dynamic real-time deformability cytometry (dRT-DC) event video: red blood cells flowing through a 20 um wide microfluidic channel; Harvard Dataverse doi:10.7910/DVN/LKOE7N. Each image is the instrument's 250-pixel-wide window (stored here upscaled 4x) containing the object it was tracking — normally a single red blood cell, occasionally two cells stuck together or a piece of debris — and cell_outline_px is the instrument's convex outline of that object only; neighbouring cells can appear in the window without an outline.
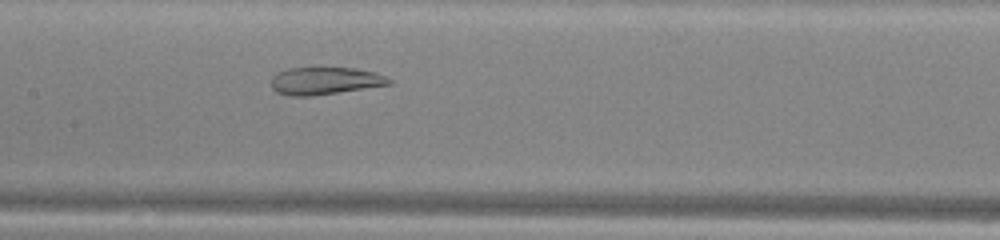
{"species": "common noctule bat (a hibernating species)", "species_latin": "Nyctalus noctula", "temperature_condition": "warm", "stored_images_in_passage": 39, "camera_frame_rate_fps": 3000, "um_per_image_px": 0.085, "animal": {"sex": "male", "body_mass_g": 13.0, "forearm_length_mm": 53.1}, "frame": {"image": 1, "passage_image": 24, "time_ms": 7.667, "image_size_px": [1000, 240], "cell_outline_px": [[392, 84], [308, 96], [288, 96], [276, 92], [272, 88], [272, 76], [276, 72], [288, 68], [356, 68], [372, 72], [384, 76], [392, 80]], "centroid_in_image_um": [27.57, 6.87], "position_along_channel_um": 179.8, "area_um2": 18.61}}
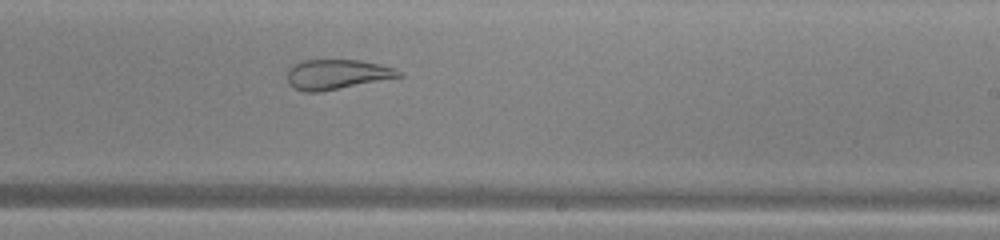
{"frame": {"image": 2, "passage_image": 30, "time_ms": 9.667, "image_size_px": [1000, 240], "cell_outline_px": [[404, 76], [320, 92], [304, 92], [288, 84], [288, 68], [304, 60], [360, 60], [380, 64], [392, 68], [400, 72]], "centroid_in_image_um": [28.63, 6.32], "position_along_channel_um": 260.4, "area_um2": 19.25}}
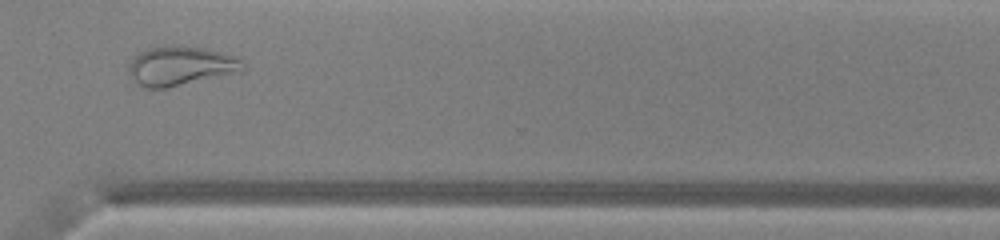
{"frame": {"image": 3, "passage_image": 37, "time_ms": 12.0, "image_size_px": [1000, 240], "cell_outline_px": [[248, 68], [244, 72], [168, 88], [148, 88], [136, 84], [128, 72], [128, 64], [140, 52], [148, 48], [164, 44], [204, 48], [240, 56], [244, 60]], "centroid_in_image_um": [15.45, 5.6], "position_along_channel_um": 355.1, "area_um2": 27.05}, "authors_computed_cell_mechanics": {"area_um2": 24.6228, "velocity_mm_per_s": 4.0545, "shape_relaxation_time_tau1_ms": null, "shape_relaxation_time_tau2_ms": 1.7636, "deformation_change_tau1": null, "deformation_change_tau2": 0.1033}}